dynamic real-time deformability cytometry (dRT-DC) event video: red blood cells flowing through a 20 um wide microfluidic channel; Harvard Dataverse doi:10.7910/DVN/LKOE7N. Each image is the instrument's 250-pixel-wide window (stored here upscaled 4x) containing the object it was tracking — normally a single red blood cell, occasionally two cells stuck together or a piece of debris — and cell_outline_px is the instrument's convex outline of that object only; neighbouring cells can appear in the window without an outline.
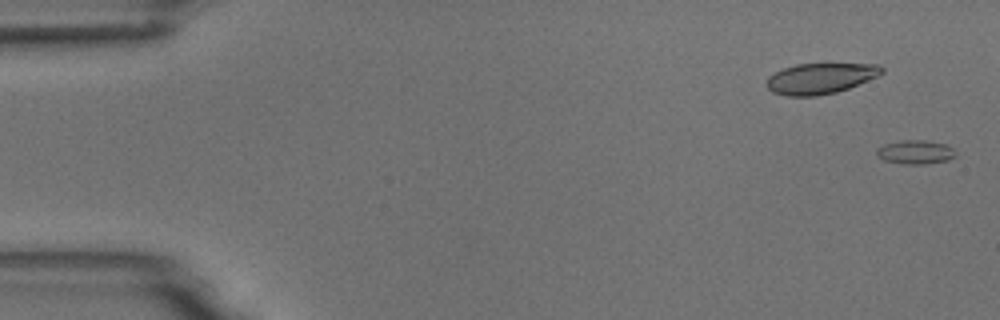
{"species": "common noctule bat (a hibernating species)", "species_latin": "Nyctalus noctula", "temperature_condition": "room temperature", "stored_images_in_passage": 5, "camera_frame_rate_fps": 3000, "um_per_image_px": 0.085, "animal": {"sex": "male", "body_mass_g": 18.8}, "frame": {"image": 1, "passage_image": 1, "time_ms": 0.0, "image_size_px": [1000, 320], "cell_outline_px": [[956, 156], [948, 160], [924, 164], [904, 164], [884, 160], [876, 156], [876, 148], [884, 144], [900, 140], [924, 140], [948, 144], [956, 152]], "centroid_in_image_um": [77.8, 12.92], "position_along_channel_um": 7.2, "area_um2": 11.16}}
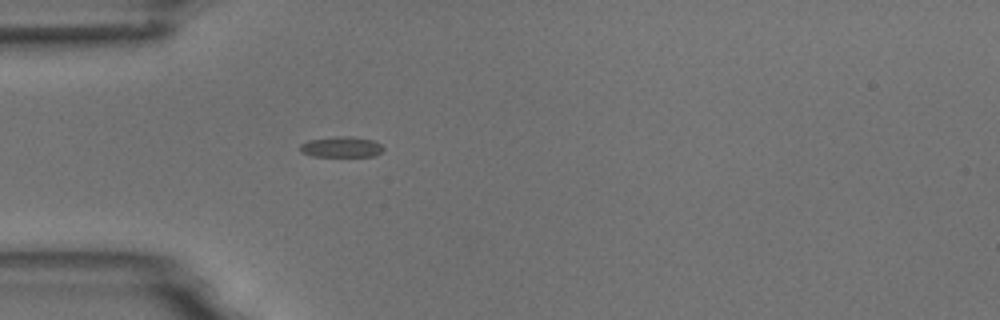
{"frame": {"image": 2, "passage_image": 5, "time_ms": 5.0, "image_size_px": [1000, 320], "cell_outline_px": [[384, 148], [376, 156], [312, 156], [300, 152], [300, 144], [308, 140], [336, 136], [348, 136], [372, 140], [380, 144]], "centroid_in_image_um": [28.98, 12.49], "position_along_channel_um": 56.0, "area_um2": 10.0}}